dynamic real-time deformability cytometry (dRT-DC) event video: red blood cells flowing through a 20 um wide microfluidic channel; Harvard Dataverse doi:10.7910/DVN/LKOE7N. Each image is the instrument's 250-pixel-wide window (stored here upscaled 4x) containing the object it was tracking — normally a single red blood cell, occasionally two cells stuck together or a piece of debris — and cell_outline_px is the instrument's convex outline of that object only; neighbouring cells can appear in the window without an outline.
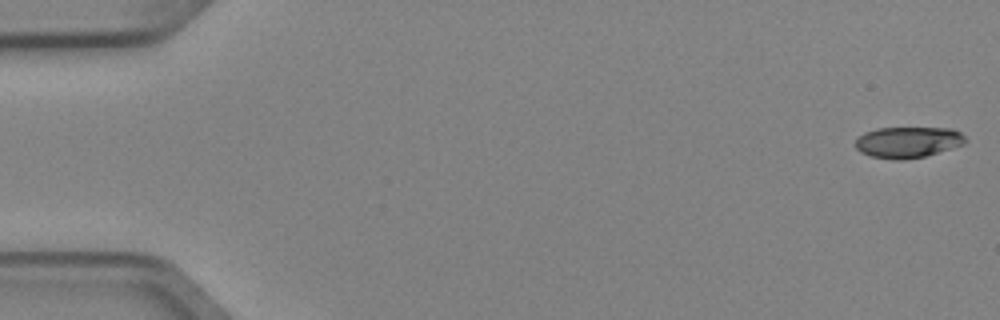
{"species": "Egyptian fruit bat (a non-hibernating species)", "species_latin": "Rousettus aegyptiacus", "temperature_condition": "cold", "stored_images_in_passage": 5, "camera_frame_rate_fps": 3000, "um_per_image_px": 0.085, "animal": {"sex": "female"}, "frame": {"image": 1, "passage_image": 1, "time_ms": 0.0, "image_size_px": [1000, 320], "cell_outline_px": [[964, 144], [924, 156], [904, 160], [896, 160], [872, 156], [860, 152], [856, 148], [856, 140], [864, 132], [876, 128], [952, 128], [960, 132], [964, 136]], "centroid_in_image_um": [77.15, 12.08], "position_along_channel_um": 7.9, "area_um2": 19.71}}
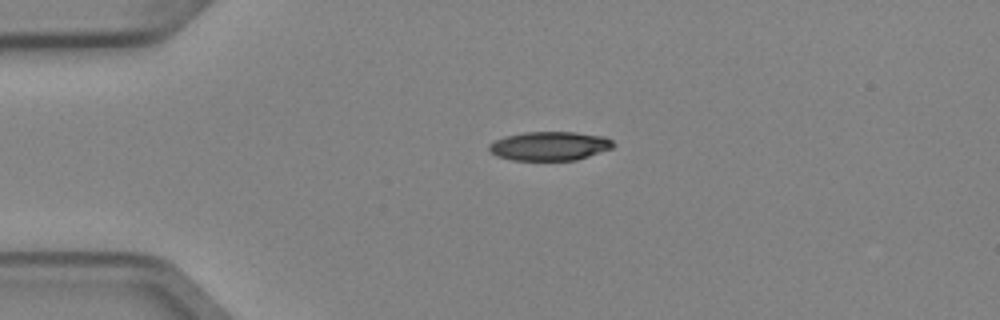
{"frame": {"image": 2, "passage_image": 4, "time_ms": 1.0, "image_size_px": [1000, 320], "cell_outline_px": [[616, 144], [612, 148], [576, 160], [512, 160], [496, 156], [488, 148], [488, 144], [504, 136], [524, 132], [576, 132], [604, 136], [612, 140]], "centroid_in_image_um": [46.72, 12.4], "position_along_channel_um": 38.3, "area_um2": 20.98}}